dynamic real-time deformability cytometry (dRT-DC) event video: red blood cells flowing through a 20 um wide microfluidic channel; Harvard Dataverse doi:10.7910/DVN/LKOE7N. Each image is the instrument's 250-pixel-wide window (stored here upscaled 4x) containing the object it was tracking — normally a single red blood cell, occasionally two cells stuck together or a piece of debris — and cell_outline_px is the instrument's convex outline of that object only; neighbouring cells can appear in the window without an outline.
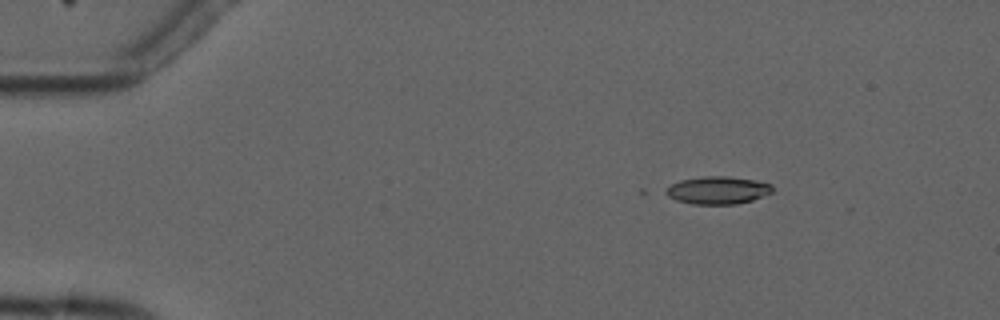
{"species": "common noctule bat (a hibernating species)", "species_latin": "Nyctalus noctula", "temperature_condition": "cold", "stored_images_in_passage": 7, "camera_frame_rate_fps": 3000, "um_per_image_px": 0.085, "animal": {"sex": "male", "forearm_length_mm": 52.5}, "frame": {"image": 1, "passage_image": 2, "time_ms": 2.333, "image_size_px": [1000, 320], "cell_outline_px": [[772, 192], [752, 200], [736, 204], [692, 204], [676, 200], [660, 192], [672, 184], [680, 180], [704, 176], [724, 176], [752, 180], [772, 184]], "centroid_in_image_um": [60.94, 16.17], "position_along_channel_um": 24.1, "area_um2": 17.11}}
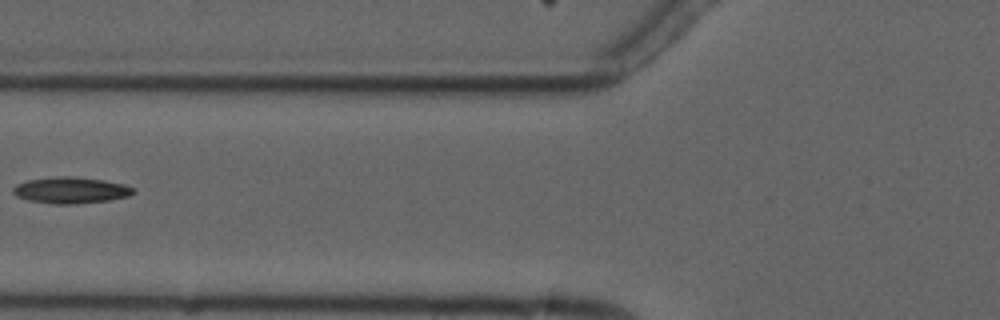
{"frame": {"image": 2, "passage_image": 6, "time_ms": 7.0, "image_size_px": [1000, 320], "cell_outline_px": [[136, 192], [128, 196], [108, 200], [76, 204], [52, 204], [28, 200], [16, 196], [12, 192], [12, 188], [16, 184], [28, 180], [56, 176], [72, 176], [104, 180], [124, 184], [136, 188]], "centroid_in_image_um": [6.02, 16.17], "position_along_channel_um": 119.8, "area_um2": 18.61}}
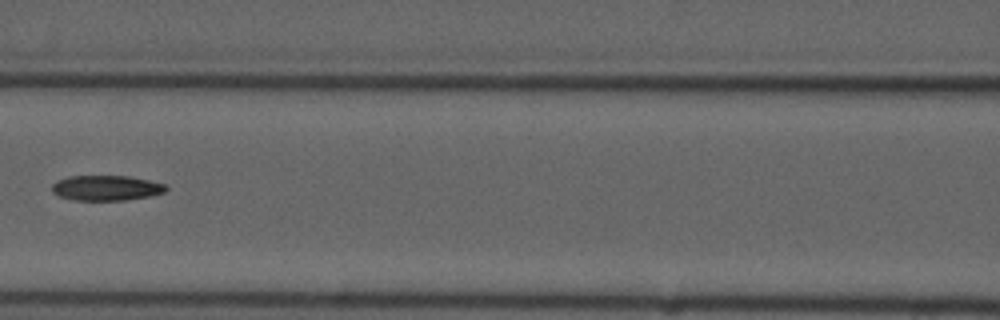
{"frame": {"image": 3, "passage_image": 7, "time_ms": 8.0, "image_size_px": [1000, 320], "cell_outline_px": [[168, 188], [164, 192], [152, 196], [124, 200], [72, 200], [60, 196], [52, 192], [52, 184], [56, 180], [68, 176], [128, 176], [148, 180], [164, 184]], "centroid_in_image_um": [9.01, 15.97], "position_along_channel_um": 157.6, "area_um2": 16.76}}